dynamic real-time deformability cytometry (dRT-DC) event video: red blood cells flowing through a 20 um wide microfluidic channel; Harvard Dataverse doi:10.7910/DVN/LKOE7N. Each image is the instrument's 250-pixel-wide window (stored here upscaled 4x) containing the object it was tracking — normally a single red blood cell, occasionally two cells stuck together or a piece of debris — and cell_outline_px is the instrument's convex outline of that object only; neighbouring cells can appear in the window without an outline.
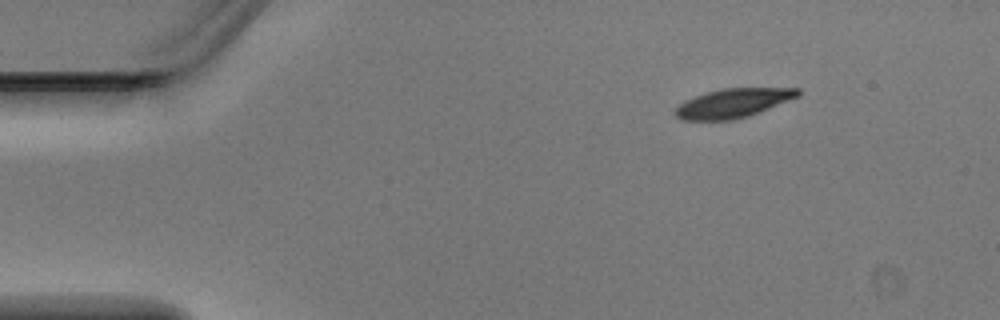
{"species": "Egyptian fruit bat (a non-hibernating species)", "species_latin": "Rousettus aegyptiacus", "temperature_condition": "warm", "stored_images_in_passage": 3, "camera_frame_rate_fps": 3000, "um_per_image_px": 0.085, "animal": {"sex": "male"}, "frame": {"image": 1, "passage_image": 1, "time_ms": 0.0, "image_size_px": [1000, 320], "cell_outline_px": [[800, 96], [748, 116], [732, 120], [680, 120], [672, 112], [684, 100], [720, 88], [800, 88]], "centroid_in_image_um": [62.29, 8.76], "position_along_channel_um": 22.7, "area_um2": 20.75}}